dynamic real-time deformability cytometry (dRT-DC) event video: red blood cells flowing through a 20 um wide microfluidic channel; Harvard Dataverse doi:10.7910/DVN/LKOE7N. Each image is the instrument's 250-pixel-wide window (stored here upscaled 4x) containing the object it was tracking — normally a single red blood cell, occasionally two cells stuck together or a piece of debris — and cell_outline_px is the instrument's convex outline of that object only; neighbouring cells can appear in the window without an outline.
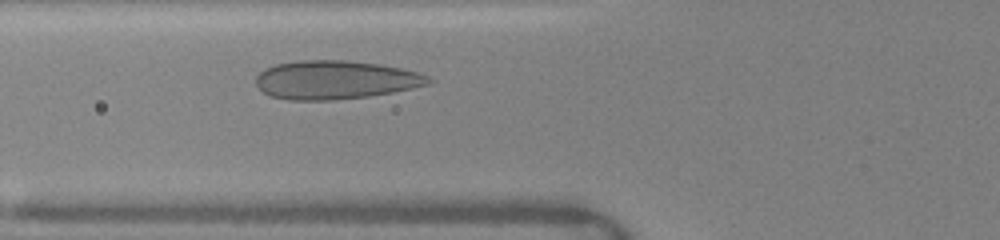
{"species": "human", "species_latin": "Homo sapiens", "temperature_condition": "warm", "stored_images_in_passage": 8, "camera_frame_rate_fps": 3000, "um_per_image_px": 0.085, "donor": {"sex": "female"}, "frame": {"image": 1, "passage_image": 5, "time_ms": 2.0, "image_size_px": [1000, 240], "cell_outline_px": [[436, 80], [428, 84], [412, 88], [392, 92], [368, 96], [332, 100], [292, 100], [272, 96], [264, 92], [256, 84], [256, 76], [264, 68], [276, 64], [296, 60], [340, 60], [376, 64], [400, 68], [416, 72], [428, 76]], "centroid_in_image_um": [28.49, 6.79], "position_along_channel_um": 97.3, "area_um2": 38.55}}
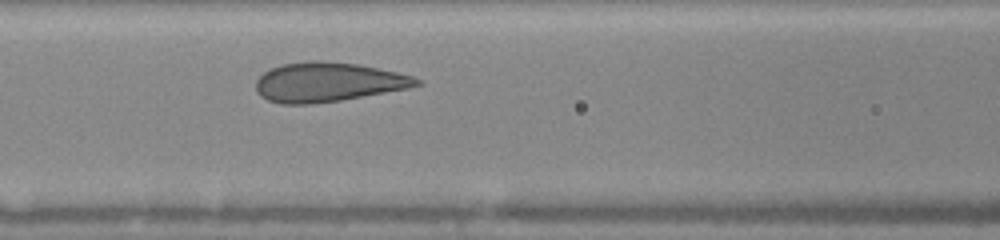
{"frame": {"image": 2, "passage_image": 8, "time_ms": 3.0, "image_size_px": [1000, 240], "cell_outline_px": [[424, 84], [408, 88], [340, 100], [312, 104], [280, 104], [268, 100], [260, 96], [256, 92], [256, 80], [264, 72], [272, 68], [284, 64], [316, 60], [320, 60], [360, 64], [396, 72], [412, 76], [420, 80]], "centroid_in_image_um": [27.86, 6.98], "position_along_channel_um": 138.7, "area_um2": 36.76}}